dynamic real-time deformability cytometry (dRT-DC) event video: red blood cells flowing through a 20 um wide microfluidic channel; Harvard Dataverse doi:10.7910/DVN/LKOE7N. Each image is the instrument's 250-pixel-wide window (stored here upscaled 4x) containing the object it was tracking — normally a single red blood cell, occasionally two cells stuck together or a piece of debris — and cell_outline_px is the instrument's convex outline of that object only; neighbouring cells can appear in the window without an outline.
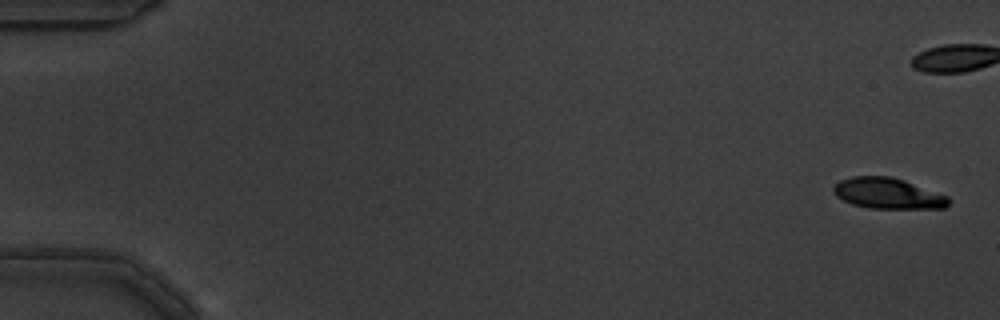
{"species": "common noctule bat (a hibernating species)", "species_latin": "Nyctalus noctula", "temperature_condition": "warm", "stored_images_in_passage": 16, "camera_frame_rate_fps": 3000, "um_per_image_px": 0.085, "animal": {"sex": "male", "body_mass_g": 19.5, "forearm_length_mm": 54.6}, "frame": {"image": 1, "passage_image": 1, "time_ms": 0.0, "image_size_px": [1000, 320], "cell_outline_px": [[952, 200], [944, 208], [868, 208], [852, 204], [836, 196], [832, 192], [832, 188], [840, 180], [852, 176], [892, 176], [904, 180], [948, 196]], "centroid_in_image_um": [75.46, 16.43], "position_along_channel_um": 9.5, "area_um2": 20.69}}
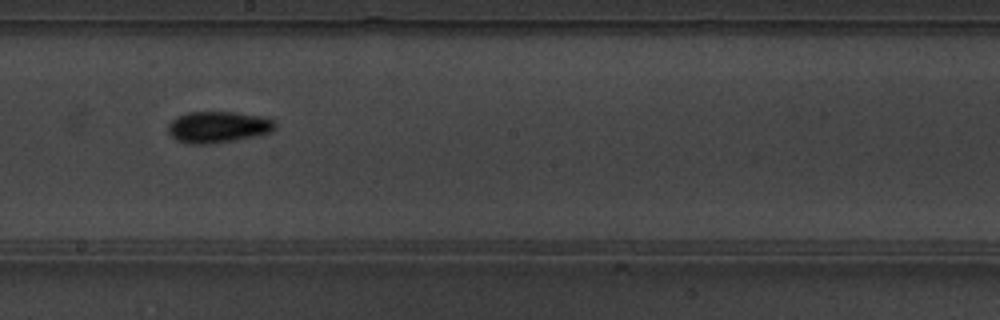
{"frame": {"image": 2, "passage_image": 10, "time_ms": 3.0, "image_size_px": [1000, 320], "cell_outline_px": [[276, 128], [272, 132], [236, 140], [208, 144], [188, 144], [176, 140], [168, 132], [168, 124], [176, 116], [188, 112], [236, 112], [264, 116], [276, 120]], "centroid_in_image_um": [18.56, 10.79], "position_along_channel_um": 229.6, "area_um2": 19.88}}